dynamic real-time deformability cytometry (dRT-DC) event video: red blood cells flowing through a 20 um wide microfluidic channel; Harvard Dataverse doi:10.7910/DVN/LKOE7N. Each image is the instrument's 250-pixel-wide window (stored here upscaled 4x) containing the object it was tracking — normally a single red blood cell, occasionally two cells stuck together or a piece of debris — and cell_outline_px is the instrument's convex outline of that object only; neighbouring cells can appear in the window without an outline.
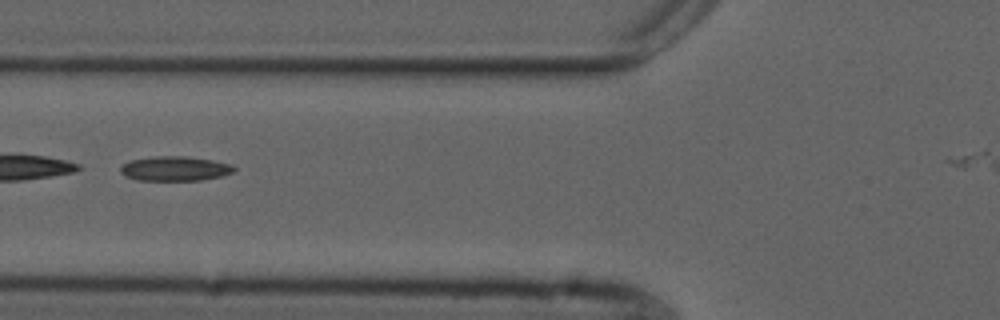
{"species": "common noctule bat (a hibernating species)", "species_latin": "Nyctalus noctula", "temperature_condition": "cold", "stored_images_in_passage": 48, "segment_of_instrument_passage": [2, 2], "camera_frame_rate_fps": 3000, "um_per_image_px": 0.085, "animal": {"sex": "male", "forearm_length_mm": 52.5}, "frame": {"image": 1, "passage_image": 21, "time_ms": 6.667, "image_size_px": [1000, 320], "cell_outline_px": [[236, 168], [232, 172], [220, 176], [200, 180], [140, 180], [124, 176], [120, 172], [120, 168], [124, 164], [132, 160], [152, 156], [184, 156], [212, 160], [232, 164]], "centroid_in_image_um": [14.86, 14.32], "position_along_channel_um": 110.9, "area_um2": 16.13}}
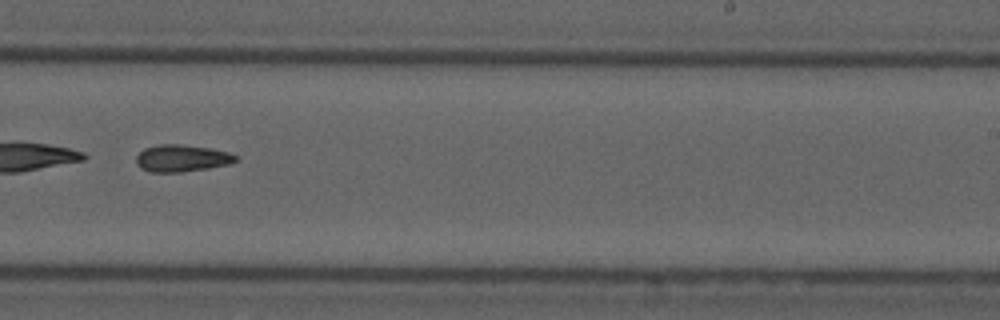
{"frame": {"image": 2, "passage_image": 34, "time_ms": 11.0, "image_size_px": [1000, 320], "cell_outline_px": [[240, 160], [228, 164], [208, 168], [180, 172], [148, 172], [140, 168], [136, 164], [136, 156], [144, 148], [160, 144], [180, 144], [208, 148], [228, 152], [240, 156]], "centroid_in_image_um": [15.45, 13.45], "position_along_channel_um": 273.5, "area_um2": 15.78}}